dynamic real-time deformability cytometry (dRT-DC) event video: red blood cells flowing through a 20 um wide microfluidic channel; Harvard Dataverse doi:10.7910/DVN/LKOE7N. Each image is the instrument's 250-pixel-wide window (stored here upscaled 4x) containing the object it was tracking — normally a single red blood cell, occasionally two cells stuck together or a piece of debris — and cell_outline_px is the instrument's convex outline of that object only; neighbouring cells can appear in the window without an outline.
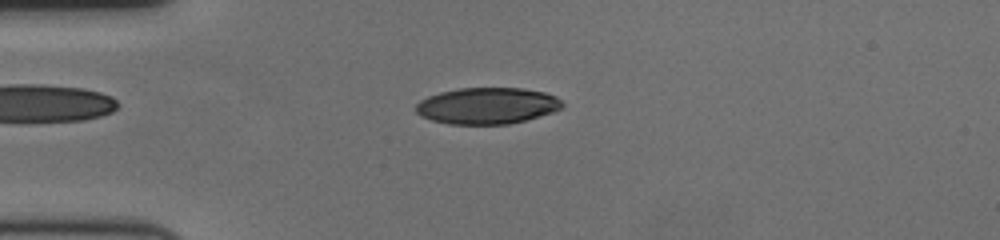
{"species": "human", "species_latin": "Homo sapiens", "temperature_condition": "cold", "stored_images_in_passage": 59, "camera_frame_rate_fps": 3000, "um_per_image_px": 0.085, "donor": {"sex": "female"}, "frame": {"image": 1, "passage_image": 15, "time_ms": 4.667, "image_size_px": [1000, 240], "cell_outline_px": [[564, 108], [552, 112], [524, 120], [508, 124], [448, 124], [432, 120], [420, 116], [416, 112], [416, 104], [420, 100], [428, 96], [440, 92], [460, 88], [524, 88], [544, 92], [556, 96], [564, 104]], "centroid_in_image_um": [41.41, 8.98], "position_along_channel_um": 43.6, "area_um2": 31.1}}
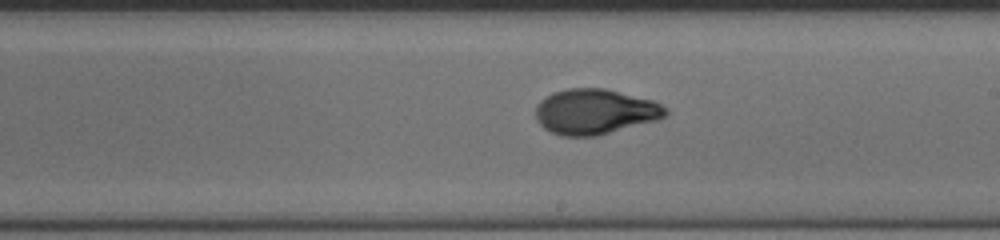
{"frame": {"image": 2, "passage_image": 34, "time_ms": 11.0, "image_size_px": [1000, 240], "cell_outline_px": [[668, 112], [664, 116], [656, 120], [596, 136], [560, 136], [544, 128], [536, 120], [536, 104], [540, 100], [552, 92], [568, 88], [604, 88], [652, 100], [668, 108]], "centroid_in_image_um": [50.54, 9.48], "position_along_channel_um": 238.5, "area_um2": 34.22}}
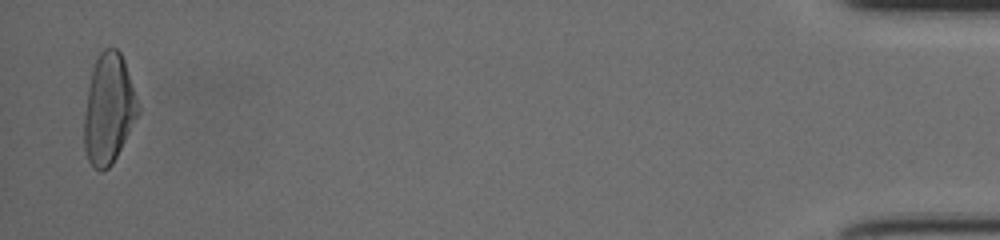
{"frame": {"image": 3, "passage_image": 58, "time_ms": 19.0, "image_size_px": [1000, 240], "cell_outline_px": [[140, 112], [112, 164], [104, 172], [100, 172], [88, 160], [84, 148], [84, 112], [88, 88], [92, 68], [100, 52], [104, 48], [116, 48], [120, 52], [124, 60], [140, 108]], "centroid_in_image_um": [9.23, 9.27], "position_along_channel_um": 426.0, "area_um2": 34.45}, "authors_computed_cell_mechanics": {"area_um2": 33.1772, "velocity_mm_per_s": 3.4763, "shape_relaxation_time_tau1_ms": 4.3314, "shape_relaxation_time_tau2_ms": 1.4152, "deformation_change_tau1": 0.1886, "deformation_change_tau2": 0.0593}}